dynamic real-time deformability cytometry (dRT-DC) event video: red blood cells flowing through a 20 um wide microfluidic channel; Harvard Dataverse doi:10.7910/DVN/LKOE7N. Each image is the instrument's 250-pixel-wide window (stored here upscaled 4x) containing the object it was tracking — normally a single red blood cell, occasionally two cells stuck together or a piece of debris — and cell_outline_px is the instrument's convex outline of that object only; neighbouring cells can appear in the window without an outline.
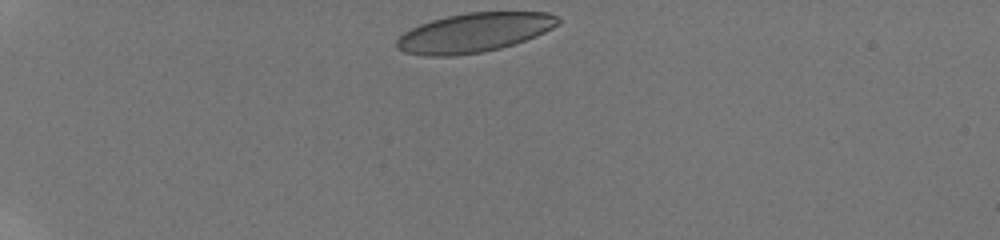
{"species": "human", "species_latin": "Homo sapiens", "temperature_condition": "room temperature", "stored_images_in_passage": 26, "camera_frame_rate_fps": 3000, "um_per_image_px": 0.085, "donor": {"sex": "male"}, "frame": {"image": 1, "passage_image": 1, "time_ms": 0.0, "image_size_px": [1000, 240], "cell_outline_px": [[560, 24], [536, 36], [500, 48], [484, 52], [452, 56], [428, 56], [404, 52], [396, 48], [396, 40], [404, 32], [420, 24], [432, 20], [448, 16], [468, 12], [548, 12], [560, 16]], "centroid_in_image_um": [40.32, 2.77], "position_along_channel_um": 44.7, "area_um2": 36.88}}
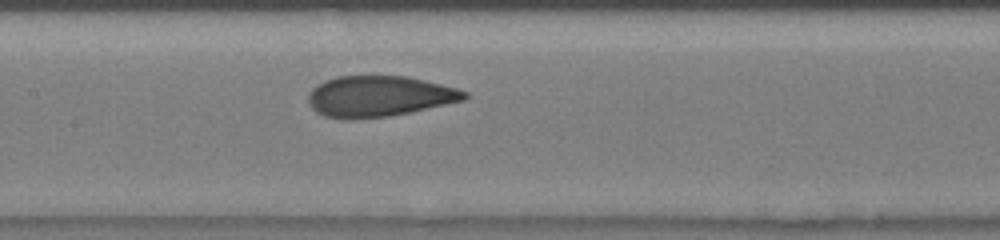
{"frame": {"image": 2, "passage_image": 11, "time_ms": 5.0, "image_size_px": [1000, 240], "cell_outline_px": [[468, 96], [464, 100], [412, 112], [388, 116], [352, 120], [344, 120], [324, 116], [316, 112], [308, 104], [308, 92], [312, 88], [336, 76], [408, 76], [460, 88], [468, 92]], "centroid_in_image_um": [32.24, 8.19], "position_along_channel_um": 175.2, "area_um2": 37.57}}
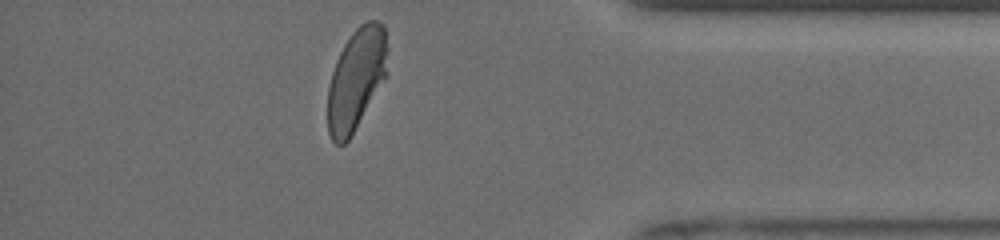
{"frame": {"image": 3, "passage_image": 25, "time_ms": 11.333, "image_size_px": [1000, 240], "cell_outline_px": [[388, 72], [348, 140], [344, 144], [336, 144], [332, 140], [328, 132], [328, 88], [332, 72], [336, 60], [344, 44], [352, 32], [360, 24], [368, 20], [380, 20], [384, 24], [388, 48]], "centroid_in_image_um": [30.3, 6.66], "position_along_channel_um": 404.9, "area_um2": 35.37}, "authors_computed_cell_mechanics": {"area_um2": 37.2232, "velocity_mm_per_s": 3.9184, "shape_relaxation_time_tau1_ms": 3.6981, "shape_relaxation_time_tau2_ms": 0.7296, "deformation_change_tau1": 0.1529, "deformation_change_tau2": 0.0495}}